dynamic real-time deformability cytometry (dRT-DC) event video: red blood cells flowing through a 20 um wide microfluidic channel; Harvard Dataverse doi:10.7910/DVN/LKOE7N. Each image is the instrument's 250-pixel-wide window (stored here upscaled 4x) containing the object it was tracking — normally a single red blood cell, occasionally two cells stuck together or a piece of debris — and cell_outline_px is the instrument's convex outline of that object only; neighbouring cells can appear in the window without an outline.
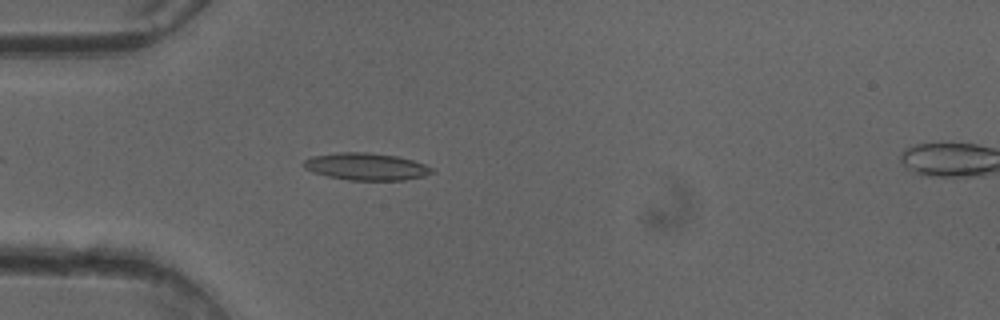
{"species": "common noctule bat (a hibernating species)", "species_latin": "Nyctalus noctula", "temperature_condition": "cold", "stored_images_in_passage": 51, "camera_frame_rate_fps": 3000, "um_per_image_px": 0.085, "animal": {"sex": "female"}, "frame": {"image": 1, "passage_image": 15, "time_ms": 4.667, "image_size_px": [1000, 320], "cell_outline_px": [[436, 172], [424, 176], [404, 180], [348, 180], [328, 176], [312, 172], [304, 168], [300, 164], [304, 160], [312, 156], [336, 152], [368, 152], [396, 156], [412, 160], [424, 164], [432, 168]], "centroid_in_image_um": [31.09, 14.16], "position_along_channel_um": 53.9, "area_um2": 20.46}}
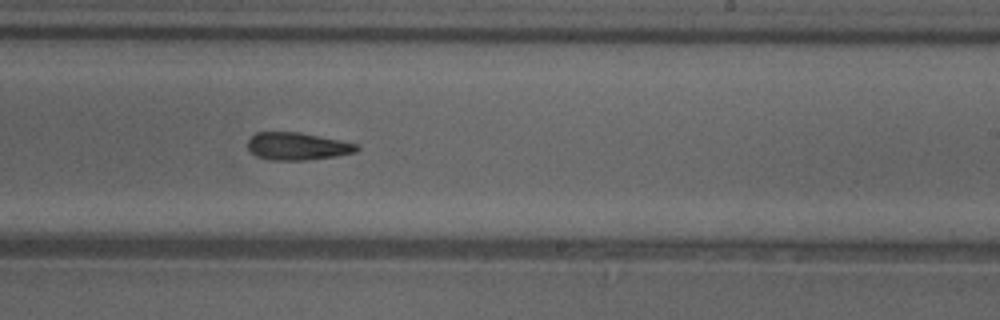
{"frame": {"image": 2, "passage_image": 31, "time_ms": 10.0, "image_size_px": [1000, 320], "cell_outline_px": [[360, 148], [356, 152], [336, 156], [304, 160], [272, 160], [256, 156], [248, 148], [248, 140], [256, 132], [300, 132], [340, 140], [356, 144]], "centroid_in_image_um": [25.27, 12.43], "position_along_channel_um": 263.7, "area_um2": 17.4}}
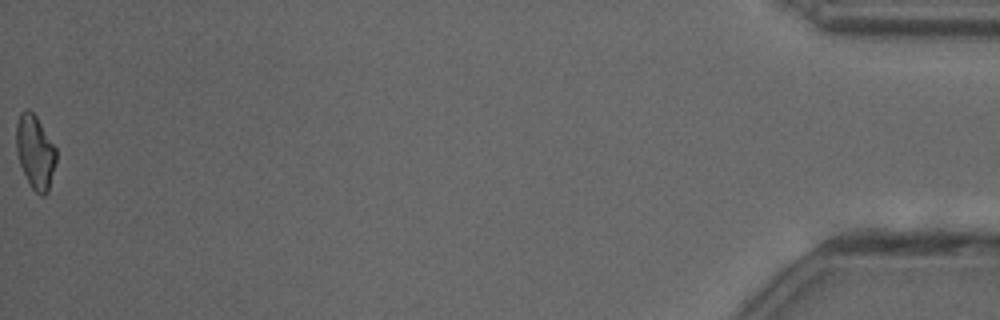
{"frame": {"image": 3, "passage_image": 51, "time_ms": 16.667, "image_size_px": [1000, 320], "cell_outline_px": [[56, 164], [48, 192], [44, 196], [40, 196], [32, 188], [20, 164], [16, 148], [16, 124], [20, 112], [24, 108], [28, 108], [36, 116], [56, 148]], "centroid_in_image_um": [2.99, 12.91], "position_along_channel_um": 432.2, "area_um2": 17.17}, "authors_computed_cell_mechanics": {"area_um2": 18.2648, "velocity_mm_per_s": 4.0793, "shape_relaxation_time_tau1_ms": 10.1193, "shape_relaxation_time_tau2_ms": null, "deformation_change_tau1": 0.2083, "deformation_change_tau2": null}}